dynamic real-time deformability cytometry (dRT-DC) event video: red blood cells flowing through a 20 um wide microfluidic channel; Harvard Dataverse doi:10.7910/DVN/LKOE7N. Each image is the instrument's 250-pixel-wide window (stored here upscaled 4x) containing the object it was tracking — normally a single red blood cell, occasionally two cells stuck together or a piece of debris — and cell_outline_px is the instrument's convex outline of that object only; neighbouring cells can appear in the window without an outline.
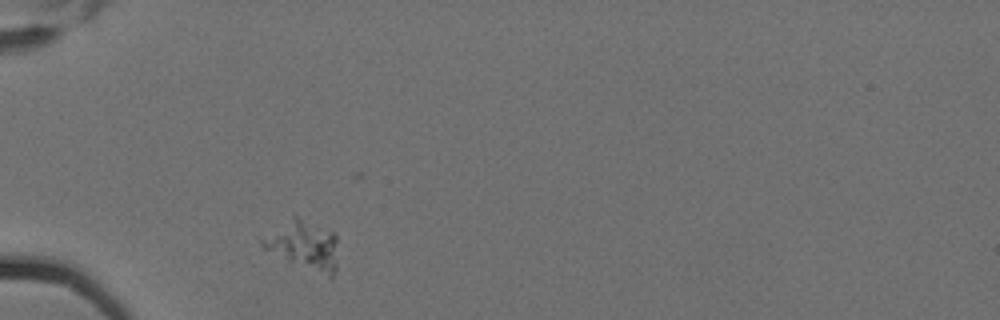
{"species": "Egyptian fruit bat (a non-hibernating species)", "species_latin": "Rousettus aegyptiacus", "temperature_condition": "cold", "stored_images_in_passage": 2, "camera_frame_rate_fps": 3000, "um_per_image_px": 0.085, "animal": {"sex": "female"}, "frame": {"image": 1, "passage_image": 2, "time_ms": 0.333, "image_size_px": [1000, 320], "cell_outline_px": [[336, 268], [332, 276], [328, 276], [288, 260], [264, 248], [260, 244], [260, 240], [292, 216], [296, 216], [332, 232], [336, 236]], "centroid_in_image_um": [25.82, 20.82], "position_along_channel_um": 59.2, "area_um2": 20.46}}